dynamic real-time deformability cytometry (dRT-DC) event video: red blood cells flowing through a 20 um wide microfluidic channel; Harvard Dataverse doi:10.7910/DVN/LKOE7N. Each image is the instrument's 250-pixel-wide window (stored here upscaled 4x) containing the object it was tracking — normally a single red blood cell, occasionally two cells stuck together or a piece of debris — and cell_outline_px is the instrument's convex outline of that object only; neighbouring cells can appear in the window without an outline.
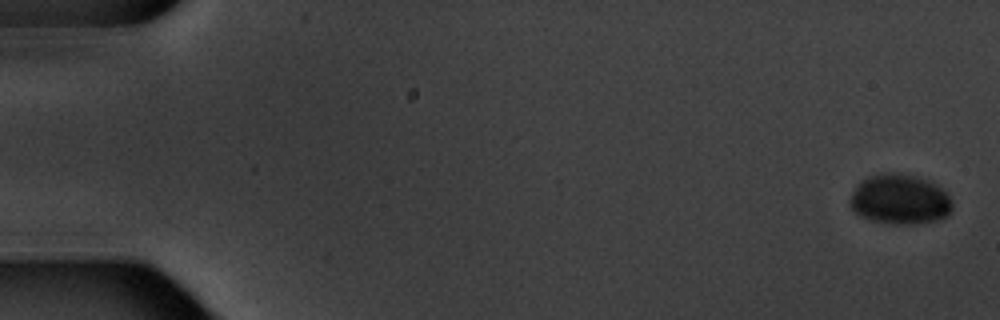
{"species": "common noctule bat (a hibernating species)", "species_latin": "Nyctalus noctula", "temperature_condition": "warm", "stored_images_in_passage": 5, "camera_frame_rate_fps": 3000, "um_per_image_px": 0.085, "animal": {"sex": "male", "body_mass_g": 20.1, "forearm_length_mm": 53.5}, "frame": {"image": 1, "passage_image": 1, "time_ms": 0.0, "image_size_px": [1000, 320], "cell_outline_px": [[952, 212], [948, 216], [940, 220], [916, 224], [888, 224], [868, 220], [860, 216], [848, 204], [848, 200], [856, 184], [872, 176], [884, 172], [896, 172], [916, 176], [928, 180], [936, 184], [952, 200]], "centroid_in_image_um": [76.48, 16.97], "position_along_channel_um": 8.5, "area_um2": 30.29}}
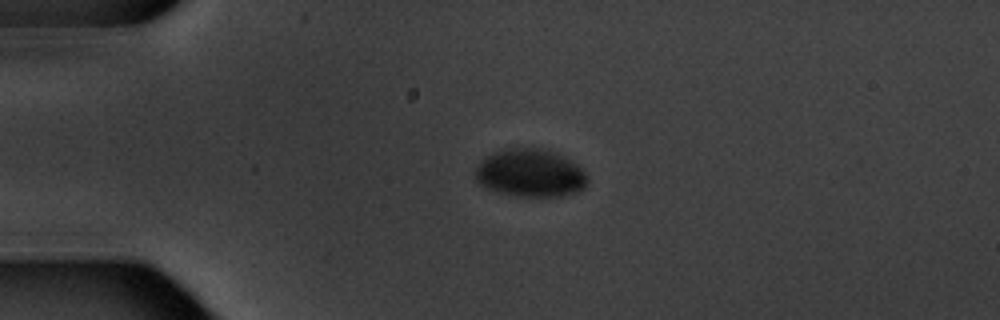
{"frame": {"image": 2, "passage_image": 4, "time_ms": 4.333, "image_size_px": [1000, 320], "cell_outline_px": [[588, 180], [584, 188], [576, 192], [564, 196], [516, 196], [496, 192], [480, 184], [476, 180], [472, 172], [480, 160], [496, 152], [516, 144], [520, 144], [544, 148], [556, 152], [564, 156], [576, 164], [588, 176]], "centroid_in_image_um": [45.04, 14.67], "position_along_channel_um": 40.0, "area_um2": 32.19}}